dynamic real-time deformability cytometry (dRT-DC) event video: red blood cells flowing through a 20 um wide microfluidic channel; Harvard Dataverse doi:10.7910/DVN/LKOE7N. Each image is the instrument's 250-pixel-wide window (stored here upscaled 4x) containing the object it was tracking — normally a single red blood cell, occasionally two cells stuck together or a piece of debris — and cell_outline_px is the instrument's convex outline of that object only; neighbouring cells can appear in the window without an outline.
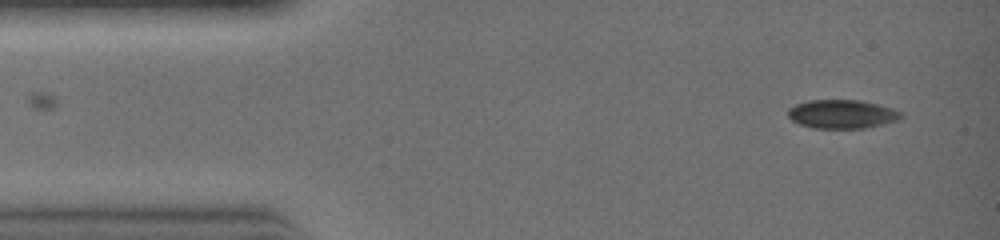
{"species": "common noctule bat (a hibernating species)", "species_latin": "Nyctalus noctula", "temperature_condition": "warm", "stored_images_in_passage": 11, "camera_frame_rate_fps": 3000, "um_per_image_px": 0.085, "animal": {"sex": "female", "body_mass_g": 19.0, "forearm_length_mm": 51.5}, "frame": {"image": 1, "passage_image": 1, "time_ms": 0.0, "image_size_px": [1000, 240], "cell_outline_px": [[900, 116], [896, 120], [864, 128], [812, 128], [800, 124], [792, 120], [788, 116], [788, 108], [796, 104], [808, 100], [860, 100], [876, 104], [900, 112]], "centroid_in_image_um": [71.47, 9.69], "position_along_channel_um": 13.5, "area_um2": 18.5}}
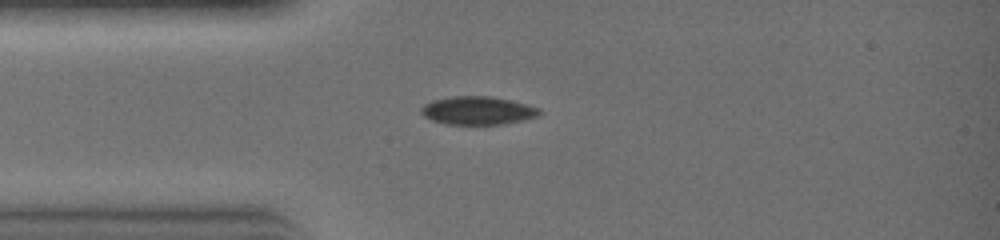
{"frame": {"image": 2, "passage_image": 6, "time_ms": 1.667, "image_size_px": [1000, 240], "cell_outline_px": [[540, 112], [536, 116], [504, 124], [444, 124], [432, 120], [424, 116], [420, 112], [420, 108], [424, 104], [432, 100], [452, 96], [488, 96], [508, 100], [540, 108]], "centroid_in_image_um": [40.53, 9.39], "position_along_channel_um": 44.5, "area_um2": 19.19}}
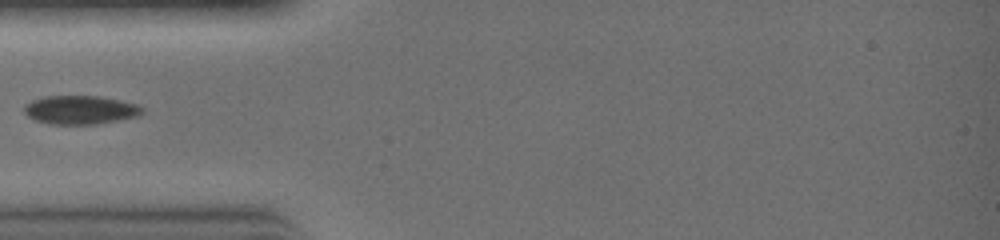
{"frame": {"image": 3, "passage_image": 8, "time_ms": 2.333, "image_size_px": [1000, 240], "cell_outline_px": [[144, 112], [140, 116], [96, 124], [48, 124], [36, 120], [28, 116], [24, 112], [24, 104], [32, 100], [44, 96], [100, 96], [120, 100], [136, 104], [144, 108]], "centroid_in_image_um": [6.84, 9.34], "position_along_channel_um": 78.2, "area_um2": 19.83}}